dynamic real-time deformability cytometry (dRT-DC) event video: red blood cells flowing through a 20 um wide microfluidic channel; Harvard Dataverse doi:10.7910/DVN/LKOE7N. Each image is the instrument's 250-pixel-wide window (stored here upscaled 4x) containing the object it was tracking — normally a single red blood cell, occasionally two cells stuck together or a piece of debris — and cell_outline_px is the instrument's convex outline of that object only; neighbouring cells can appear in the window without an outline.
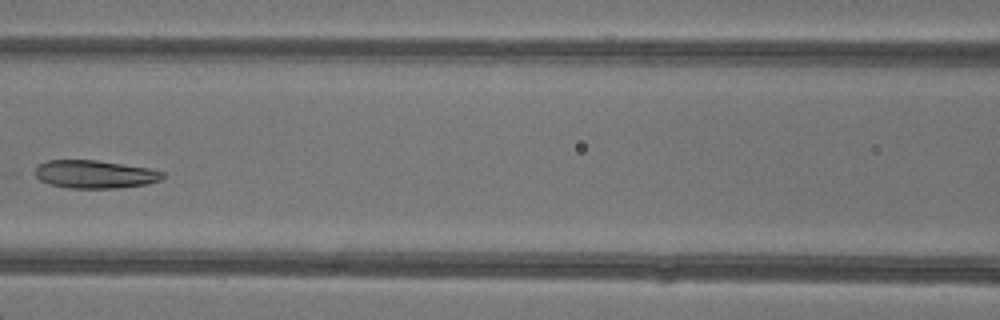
{"species": "common noctule bat (a hibernating species)", "species_latin": "Nyctalus noctula", "temperature_condition": "warm", "stored_images_in_passage": 5, "camera_frame_rate_fps": 3000, "um_per_image_px": 0.085, "animal": {"sex": "female"}, "frame": {"image": 1, "passage_image": 5, "time_ms": 5.667, "image_size_px": [1000, 320], "cell_outline_px": [[164, 176], [160, 180], [144, 184], [116, 188], [68, 188], [52, 184], [40, 180], [36, 176], [36, 168], [40, 164], [48, 160], [96, 160], [148, 168], [164, 172]], "centroid_in_image_um": [8.06, 14.81], "position_along_channel_um": 158.5, "area_um2": 20.52}}